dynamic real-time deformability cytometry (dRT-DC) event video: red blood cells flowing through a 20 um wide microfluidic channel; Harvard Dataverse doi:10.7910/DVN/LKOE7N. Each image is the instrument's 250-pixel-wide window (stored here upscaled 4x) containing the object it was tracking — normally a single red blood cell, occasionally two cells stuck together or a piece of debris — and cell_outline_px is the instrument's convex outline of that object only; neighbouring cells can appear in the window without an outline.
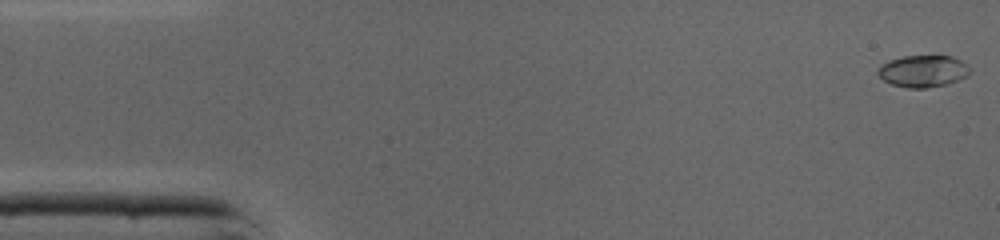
{"species": "common noctule bat (a hibernating species)", "species_latin": "Nyctalus noctula", "temperature_condition": "cold", "stored_images_in_passage": 46, "camera_frame_rate_fps": 3000, "um_per_image_px": 0.085, "animal": {"sex": "male", "body_mass_g": 19.0, "forearm_length_mm": 50.8}, "frame": {"image": 1, "passage_image": 1, "time_ms": 0.0, "image_size_px": [1000, 240], "cell_outline_px": [[972, 68], [968, 76], [948, 84], [924, 88], [908, 88], [892, 84], [884, 80], [876, 72], [888, 60], [904, 56], [952, 56], [960, 60]], "centroid_in_image_um": [78.5, 6.05], "position_along_channel_um": 6.5, "area_um2": 17.05}}
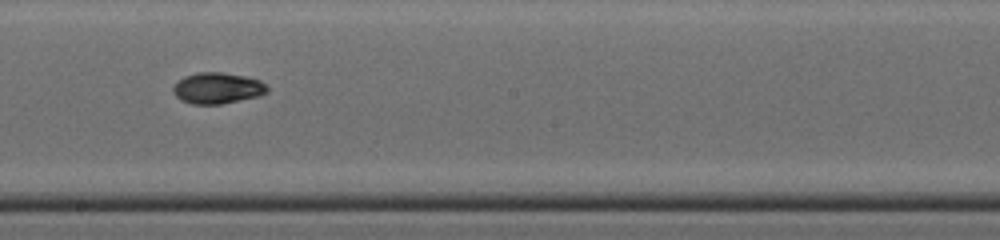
{"frame": {"image": 2, "passage_image": 25, "time_ms": 8.0, "image_size_px": [1000, 240], "cell_outline_px": [[268, 92], [256, 96], [220, 104], [192, 104], [180, 100], [172, 92], [172, 88], [184, 76], [196, 72], [220, 72], [244, 76], [260, 80], [268, 88]], "centroid_in_image_um": [18.44, 7.49], "position_along_channel_um": 229.8, "area_um2": 16.88}}
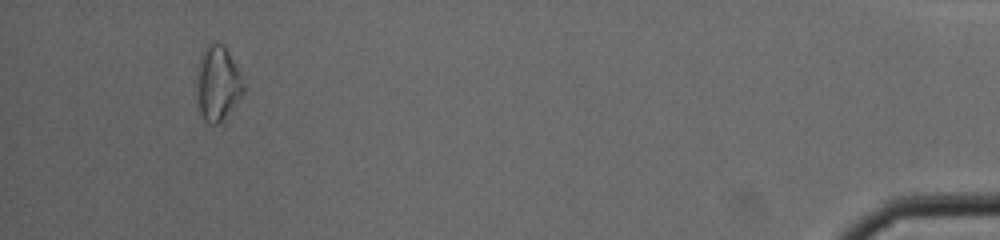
{"frame": {"image": 3, "passage_image": 43, "time_ms": 14.0, "image_size_px": [1000, 240], "cell_outline_px": [[244, 92], [224, 116], [216, 124], [208, 124], [204, 120], [200, 112], [196, 96], [196, 80], [200, 60], [204, 48], [208, 44], [224, 44], [244, 84]], "centroid_in_image_um": [18.46, 7.1], "position_along_channel_um": 416.7, "area_um2": 19.77}, "authors_computed_cell_mechanics": {"area_um2": 17.0221, "velocity_mm_per_s": 4.3784, "shape_relaxation_time_tau1_ms": 3.221, "shape_relaxation_time_tau2_ms": 3.0536, "deformation_change_tau1": 0.1548, "deformation_change_tau2": 0.0504}}